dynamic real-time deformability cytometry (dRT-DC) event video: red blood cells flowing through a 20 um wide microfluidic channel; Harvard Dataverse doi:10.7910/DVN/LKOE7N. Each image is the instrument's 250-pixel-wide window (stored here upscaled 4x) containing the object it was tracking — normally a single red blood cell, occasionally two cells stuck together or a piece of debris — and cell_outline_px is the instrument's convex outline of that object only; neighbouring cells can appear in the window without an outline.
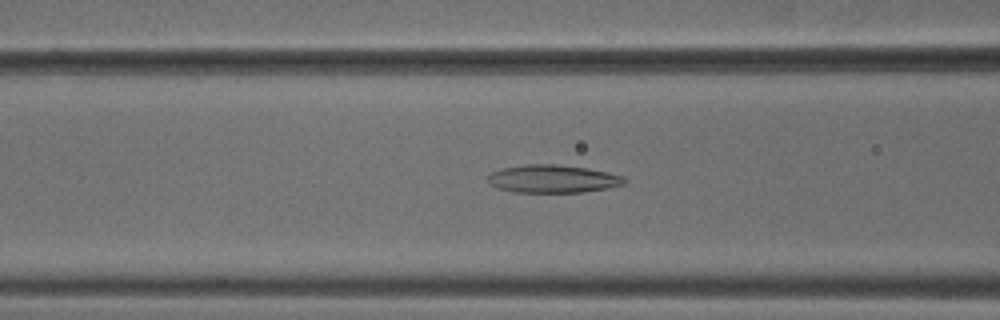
{"species": "common noctule bat (a hibernating species)", "species_latin": "Nyctalus noctula", "temperature_condition": "cold", "stored_images_in_passage": 52, "camera_frame_rate_fps": 3000, "um_per_image_px": 0.085, "animal": {"sex": "male", "body_mass_g": 18.8}, "frame": {"image": 1, "passage_image": 20, "time_ms": 6.333, "image_size_px": [1000, 320], "cell_outline_px": [[628, 180], [624, 184], [608, 188], [584, 192], [516, 192], [500, 188], [492, 184], [488, 180], [488, 176], [492, 172], [504, 168], [524, 164], [556, 164], [588, 168], [608, 172], [624, 176]], "centroid_in_image_um": [47.06, 15.19], "position_along_channel_um": 119.5, "area_um2": 22.14}}
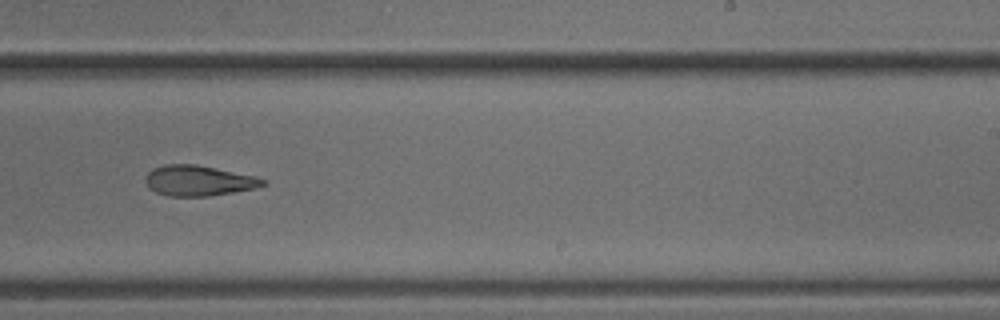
{"frame": {"image": 2, "passage_image": 32, "time_ms": 10.333, "image_size_px": [1000, 320], "cell_outline_px": [[268, 184], [256, 188], [208, 196], [168, 196], [156, 192], [148, 188], [144, 180], [144, 176], [152, 168], [164, 164], [196, 164], [256, 176], [268, 180]], "centroid_in_image_um": [16.87, 15.35], "position_along_channel_um": 272.1, "area_um2": 21.1}}
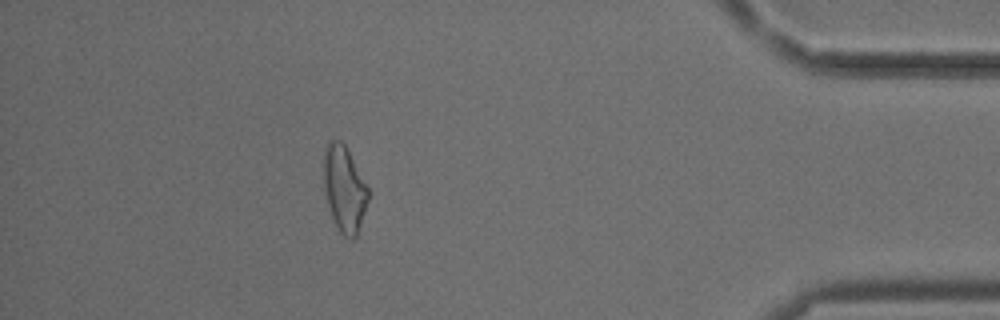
{"frame": {"image": 3, "passage_image": 46, "time_ms": 15.0, "image_size_px": [1000, 320], "cell_outline_px": [[368, 200], [356, 236], [352, 240], [348, 240], [340, 232], [332, 216], [324, 192], [324, 148], [332, 140], [340, 140], [344, 144], [368, 188]], "centroid_in_image_um": [29.25, 16.07], "position_along_channel_um": 405.9, "area_um2": 21.79}, "authors_computed_cell_mechanics": {"area_um2": 22.5131, "velocity_mm_per_s": 3.8054, "shape_relaxation_time_tau1_ms": null, "shape_relaxation_time_tau2_ms": 4.344, "deformation_change_tau1": null, "deformation_change_tau2": 0.1288}}